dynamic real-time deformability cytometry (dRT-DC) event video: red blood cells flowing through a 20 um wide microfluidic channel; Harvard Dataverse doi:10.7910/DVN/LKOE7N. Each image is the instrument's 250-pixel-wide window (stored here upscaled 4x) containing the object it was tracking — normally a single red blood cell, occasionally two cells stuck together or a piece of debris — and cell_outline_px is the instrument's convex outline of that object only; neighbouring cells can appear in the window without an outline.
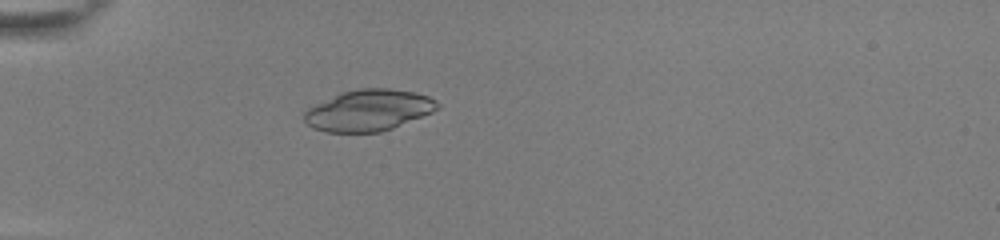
{"species": "common noctule bat (a hibernating species)", "species_latin": "Nyctalus noctula", "temperature_condition": "room temperature", "stored_images_in_passage": 11, "camera_frame_rate_fps": 3000, "um_per_image_px": 0.085, "animal": {"sex": "female", "body_mass_g": 22.0, "forearm_length_mm": 56.7}, "frame": {"image": 1, "passage_image": 4, "time_ms": 1.0, "image_size_px": [1000, 240], "cell_outline_px": [[440, 108], [432, 112], [392, 128], [380, 132], [328, 132], [312, 128], [304, 120], [304, 112], [308, 108], [340, 92], [360, 88], [388, 88], [412, 92], [428, 96], [436, 100], [440, 104]], "centroid_in_image_um": [31.33, 9.37], "position_along_channel_um": 53.7, "area_um2": 31.91}}